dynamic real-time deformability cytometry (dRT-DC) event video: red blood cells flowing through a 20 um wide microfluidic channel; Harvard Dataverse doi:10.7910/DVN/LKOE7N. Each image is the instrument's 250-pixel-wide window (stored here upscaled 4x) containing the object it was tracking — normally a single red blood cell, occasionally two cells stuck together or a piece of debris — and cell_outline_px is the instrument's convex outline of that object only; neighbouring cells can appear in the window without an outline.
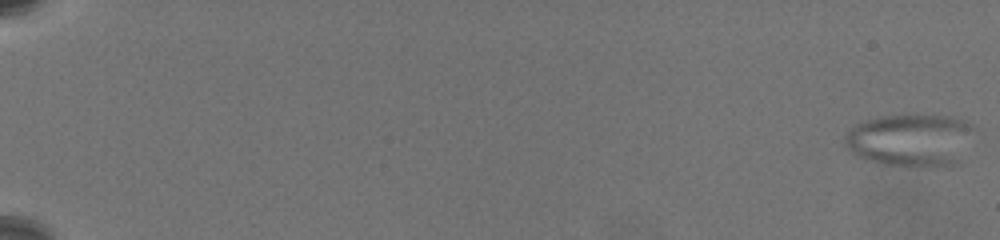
{"species": "common noctule bat (a hibernating species)", "species_latin": "Nyctalus noctula", "temperature_condition": "warm", "stored_images_in_passage": 35, "camera_frame_rate_fps": 3000, "um_per_image_px": 0.085, "animal": {"sex": "female", "body_mass_g": 19.5, "forearm_length_mm": 54.1}, "frame": {"image": 1, "passage_image": 1, "time_ms": 0.0, "image_size_px": [1000, 240], "cell_outline_px": [[972, 128], [956, 160], [952, 164], [916, 168], [908, 168], [884, 164], [864, 160], [852, 152], [844, 144], [844, 136], [852, 124], [880, 116], [948, 116], [964, 120], [972, 124]], "centroid_in_image_um": [77.24, 11.92], "position_along_channel_um": 7.8, "area_um2": 39.02}}
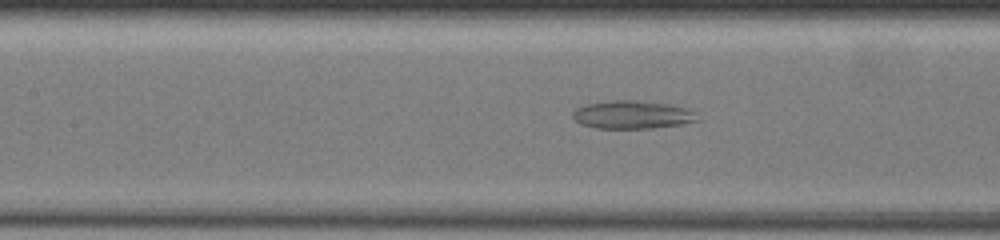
{"frame": {"image": 2, "passage_image": 28, "time_ms": 11.0, "image_size_px": [1000, 240], "cell_outline_px": [[700, 120], [680, 124], [652, 128], [596, 128], [580, 124], [572, 116], [572, 112], [576, 108], [588, 104], [612, 100], [632, 100], [668, 104], [692, 108], [696, 112]], "centroid_in_image_um": [53.79, 9.75], "position_along_channel_um": 153.6, "area_um2": 20.46}}
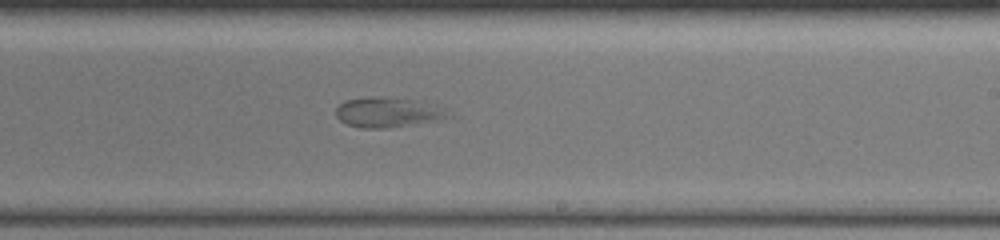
{"frame": {"image": 3, "passage_image": 35, "time_ms": 14.0, "image_size_px": [1000, 240], "cell_outline_px": [[456, 116], [436, 120], [388, 128], [360, 128], [348, 124], [340, 120], [336, 116], [336, 108], [344, 100], [368, 96], [412, 100], [436, 104]], "centroid_in_image_um": [32.98, 9.55], "position_along_channel_um": 256.0, "area_um2": 19.59}}